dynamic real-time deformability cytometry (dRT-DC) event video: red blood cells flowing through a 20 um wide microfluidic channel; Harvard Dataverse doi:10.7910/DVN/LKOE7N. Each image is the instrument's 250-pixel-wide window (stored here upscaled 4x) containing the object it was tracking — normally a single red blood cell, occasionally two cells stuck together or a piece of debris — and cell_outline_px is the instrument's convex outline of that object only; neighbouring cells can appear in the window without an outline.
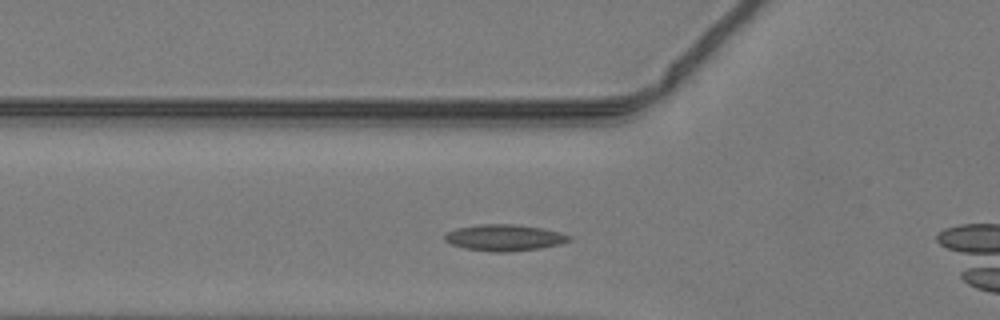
{"species": "common noctule bat (a hibernating species)", "species_latin": "Nyctalus noctula", "temperature_condition": "warm", "stored_images_in_passage": 28, "camera_frame_rate_fps": 3000, "um_per_image_px": 0.085, "animal": {"sex": "male", "body_mass_g": 19.2, "forearm_length_mm": 51.8}, "frame": {"image": 1, "passage_image": 5, "time_ms": 1.333, "image_size_px": [1000, 320], "cell_outline_px": [[572, 240], [560, 244], [540, 248], [508, 252], [492, 252], [464, 248], [452, 244], [444, 240], [444, 232], [456, 228], [480, 224], [516, 224], [544, 228], [560, 232], [572, 236]], "centroid_in_image_um": [42.88, 20.19], "position_along_channel_um": 82.9, "area_um2": 19.36}}
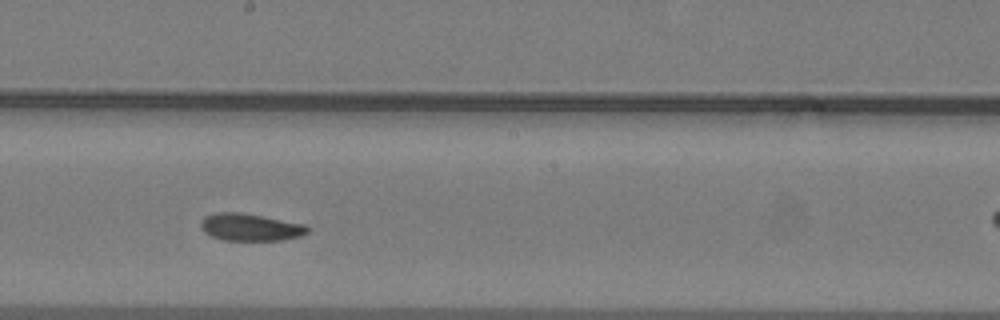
{"frame": {"image": 2, "passage_image": 15, "time_ms": 4.667, "image_size_px": [1000, 320], "cell_outline_px": [[308, 232], [300, 236], [284, 240], [224, 240], [212, 236], [204, 232], [200, 228], [200, 220], [204, 216], [216, 212], [240, 212], [304, 224], [308, 228]], "centroid_in_image_um": [21.23, 19.31], "position_along_channel_um": 227.0, "area_um2": 16.94}}
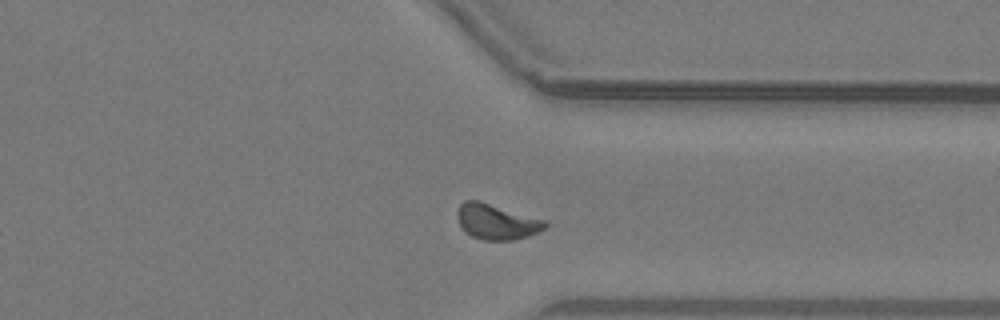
{"frame": {"image": 3, "passage_image": 25, "time_ms": 8.0, "image_size_px": [1000, 320], "cell_outline_px": [[548, 224], [540, 232], [512, 240], [484, 240], [472, 236], [464, 232], [456, 216], [456, 212], [460, 204], [464, 200], [480, 200], [544, 220]], "centroid_in_image_um": [42.16, 18.84], "position_along_channel_um": 369.2, "area_um2": 18.09}}